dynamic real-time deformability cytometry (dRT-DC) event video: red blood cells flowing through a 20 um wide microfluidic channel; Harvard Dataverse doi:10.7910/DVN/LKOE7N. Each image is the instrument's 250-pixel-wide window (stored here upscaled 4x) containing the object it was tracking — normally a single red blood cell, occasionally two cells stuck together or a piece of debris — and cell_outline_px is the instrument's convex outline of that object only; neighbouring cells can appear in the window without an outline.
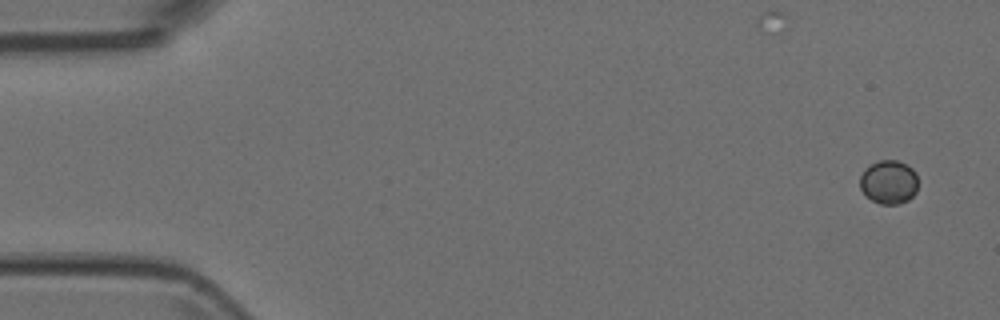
{"species": "Egyptian fruit bat (a non-hibernating species)", "species_latin": "Rousettus aegyptiacus", "temperature_condition": "room temperature", "stored_images_in_passage": 5, "camera_frame_rate_fps": 3000, "um_per_image_px": 0.085, "animal": {"sex": "female"}, "frame": {"image": 1, "passage_image": 1, "time_ms": 0.0, "image_size_px": [1000, 320], "cell_outline_px": [[916, 192], [908, 200], [896, 204], [880, 204], [872, 200], [860, 188], [860, 176], [864, 168], [868, 164], [880, 160], [896, 160], [908, 164], [916, 172]], "centroid_in_image_um": [75.53, 15.45], "position_along_channel_um": 9.5, "area_um2": 14.85}}
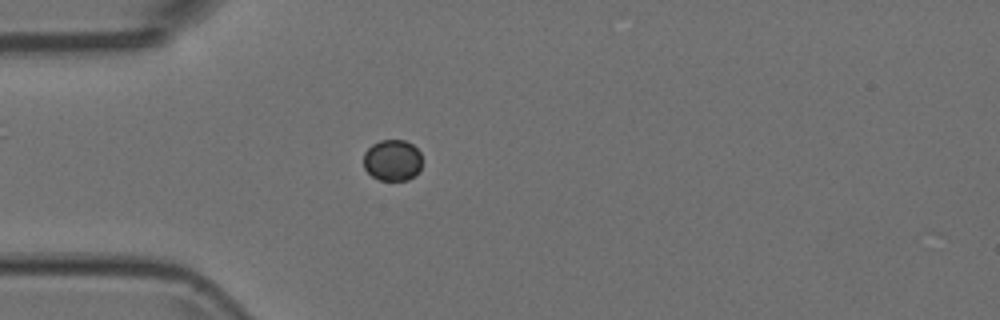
{"frame": {"image": 2, "passage_image": 4, "time_ms": 1.0, "image_size_px": [1000, 320], "cell_outline_px": [[420, 168], [408, 180], [380, 180], [372, 176], [364, 168], [364, 152], [372, 144], [380, 140], [404, 140], [412, 144], [420, 152]], "centroid_in_image_um": [33.33, 13.61], "position_along_channel_um": 51.7, "area_um2": 13.93}}